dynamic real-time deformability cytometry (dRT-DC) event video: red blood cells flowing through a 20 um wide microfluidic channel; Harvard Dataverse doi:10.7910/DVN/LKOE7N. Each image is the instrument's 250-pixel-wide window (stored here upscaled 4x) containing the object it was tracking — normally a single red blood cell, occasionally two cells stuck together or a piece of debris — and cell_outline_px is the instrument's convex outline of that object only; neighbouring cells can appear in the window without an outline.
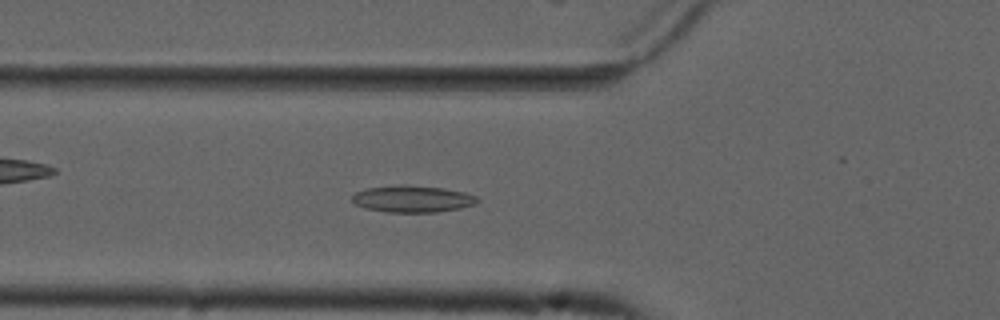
{"species": "common noctule bat (a hibernating species)", "species_latin": "Nyctalus noctula", "temperature_condition": "cold", "stored_images_in_passage": 54, "camera_frame_rate_fps": 3000, "um_per_image_px": 0.085, "animal": {"sex": "male", "forearm_length_mm": 52.5}, "frame": {"image": 1, "passage_image": 19, "time_ms": 6.0, "image_size_px": [1000, 320], "cell_outline_px": [[480, 200], [476, 204], [460, 208], [436, 212], [388, 212], [368, 208], [356, 204], [352, 200], [352, 196], [356, 192], [368, 188], [404, 184], [444, 188], [464, 192], [476, 196]], "centroid_in_image_um": [35.1, 16.9], "position_along_channel_um": 90.7, "area_um2": 19.42}}
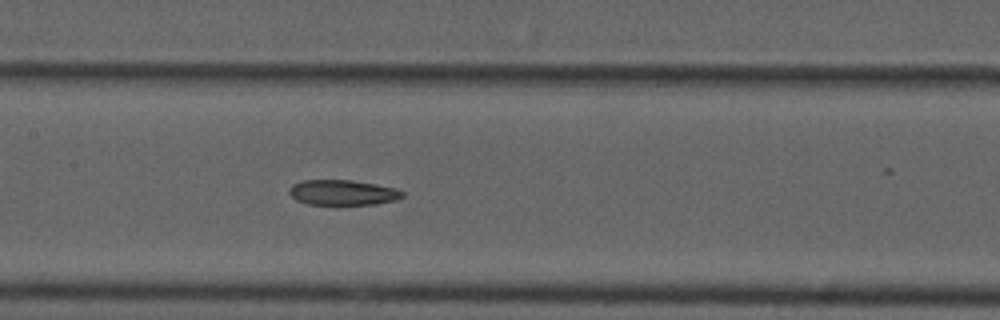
{"frame": {"image": 2, "passage_image": 26, "time_ms": 8.333, "image_size_px": [1000, 320], "cell_outline_px": [[404, 196], [396, 200], [376, 204], [308, 204], [296, 200], [288, 192], [292, 184], [300, 180], [352, 180], [376, 184], [396, 188], [404, 192]], "centroid_in_image_um": [29.14, 16.35], "position_along_channel_um": 178.3, "area_um2": 16.7}}
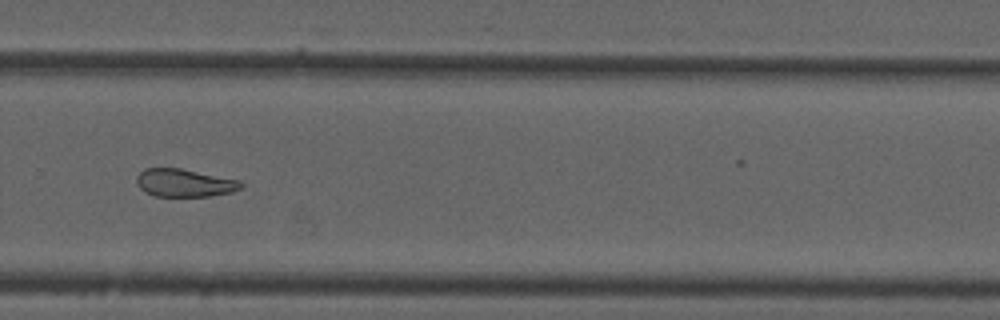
{"frame": {"image": 3, "passage_image": 37, "time_ms": 12.0, "image_size_px": [1000, 320], "cell_outline_px": [[244, 188], [232, 192], [212, 196], [156, 196], [144, 192], [136, 184], [136, 176], [144, 168], [180, 168], [240, 180], [244, 184]], "centroid_in_image_um": [15.69, 15.55], "position_along_channel_um": 314.1, "area_um2": 17.17}, "authors_computed_cell_mechanics": {"area_um2": 19.3919, "velocity_mm_per_s": 3.7214, "shape_relaxation_time_tau1_ms": null, "shape_relaxation_time_tau2_ms": 7.6924, "deformation_change_tau1": null, "deformation_change_tau2": 0.1585}}